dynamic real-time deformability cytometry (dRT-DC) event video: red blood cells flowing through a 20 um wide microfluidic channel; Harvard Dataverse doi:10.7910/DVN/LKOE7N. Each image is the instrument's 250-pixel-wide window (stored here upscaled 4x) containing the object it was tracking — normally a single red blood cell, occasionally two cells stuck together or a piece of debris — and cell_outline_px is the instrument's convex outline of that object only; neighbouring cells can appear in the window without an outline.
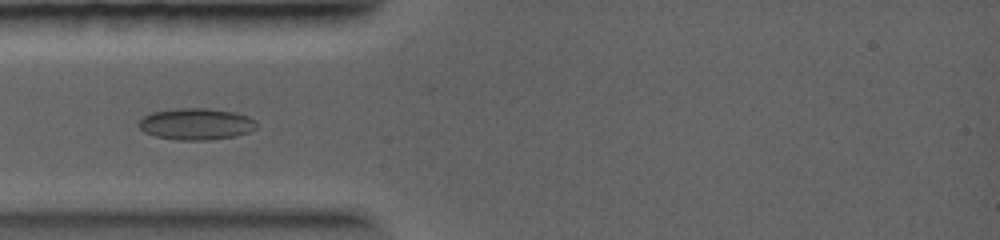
{"species": "common noctule bat (a hibernating species)", "species_latin": "Nyctalus noctula", "temperature_condition": "warm", "stored_images_in_passage": 4, "camera_frame_rate_fps": 5000, "um_per_image_px": 0.085, "animal": {"sex": "female", "body_mass_g": 19.0, "forearm_length_mm": 56.7}, "frame": {"image": 1, "passage_image": 3, "time_ms": 2.4, "image_size_px": [1000, 240], "cell_outline_px": [[256, 128], [248, 132], [236, 136], [208, 140], [176, 140], [156, 136], [144, 132], [136, 124], [144, 116], [152, 112], [176, 108], [208, 108], [236, 112], [248, 116], [256, 120]], "centroid_in_image_um": [16.67, 10.53], "position_along_channel_um": 68.3, "area_um2": 21.85}}